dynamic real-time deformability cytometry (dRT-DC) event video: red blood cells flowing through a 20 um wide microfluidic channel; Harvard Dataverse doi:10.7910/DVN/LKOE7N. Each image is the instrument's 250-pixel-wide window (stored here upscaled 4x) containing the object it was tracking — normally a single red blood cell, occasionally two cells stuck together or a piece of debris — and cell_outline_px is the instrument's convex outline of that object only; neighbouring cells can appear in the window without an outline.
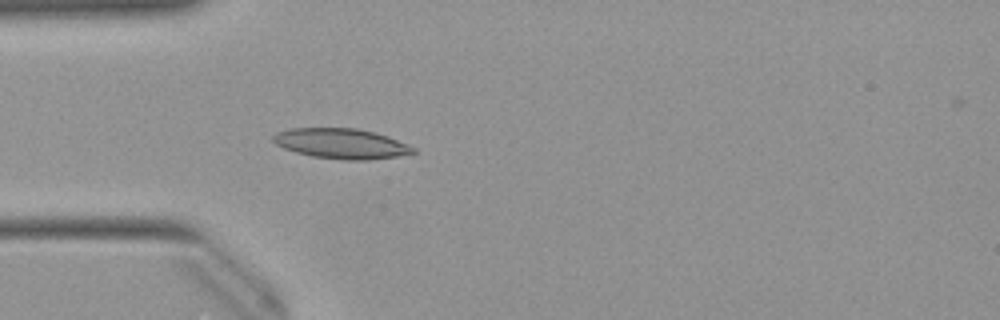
{"species": "Egyptian fruit bat (a non-hibernating species)", "species_latin": "Rousettus aegyptiacus", "temperature_condition": "warm", "stored_images_in_passage": 42, "camera_frame_rate_fps": 3000, "um_per_image_px": 0.085, "animal": {"sex": "female"}, "frame": {"image": 1, "passage_image": 6, "time_ms": 1.667, "image_size_px": [1000, 320], "cell_outline_px": [[416, 152], [396, 156], [368, 160], [344, 160], [312, 156], [296, 152], [284, 148], [276, 144], [272, 140], [272, 136], [276, 132], [288, 128], [356, 128], [388, 136], [408, 144], [416, 148]], "centroid_in_image_um": [28.99, 12.2], "position_along_channel_um": 56.0, "area_um2": 24.62}}
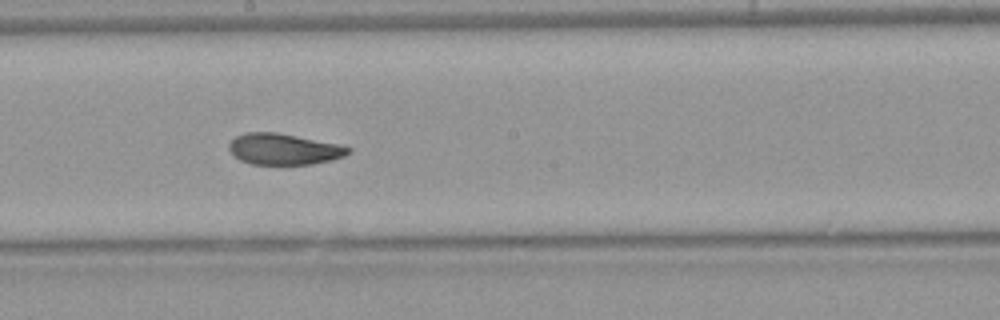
{"frame": {"image": 2, "passage_image": 19, "time_ms": 6.0, "image_size_px": [1000, 320], "cell_outline_px": [[352, 152], [344, 156], [332, 160], [312, 164], [252, 164], [240, 160], [228, 148], [228, 144], [236, 136], [244, 132], [276, 132], [336, 144], [352, 148]], "centroid_in_image_um": [24.12, 12.68], "position_along_channel_um": 224.1, "area_um2": 21.44}}
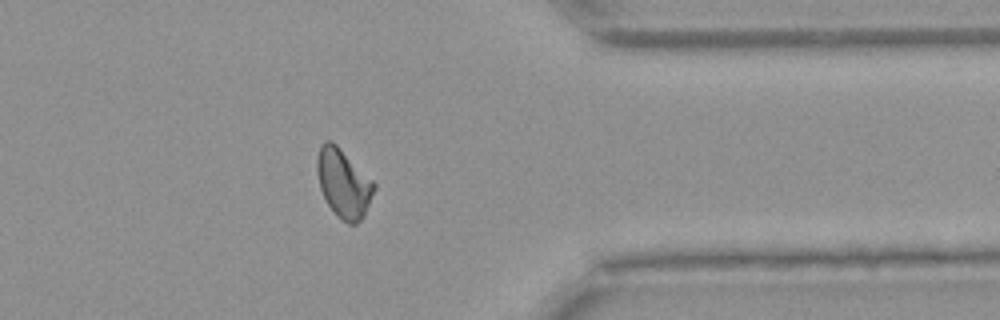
{"frame": {"image": 3, "passage_image": 32, "time_ms": 10.333, "image_size_px": [1000, 320], "cell_outline_px": [[376, 188], [364, 216], [356, 224], [348, 224], [336, 216], [328, 204], [320, 188], [316, 172], [316, 160], [320, 144], [324, 140], [332, 140], [376, 184]], "centroid_in_image_um": [29.18, 15.58], "position_along_channel_um": 382.2, "area_um2": 22.83}, "authors_computed_cell_mechanics": {"area_um2": 22.4264, "velocity_mm_per_s": 3.9777, "shape_relaxation_time_tau1_ms": 7.3274, "shape_relaxation_time_tau2_ms": 1.6622, "deformation_change_tau1": 0.2065, "deformation_change_tau2": 0.065}}